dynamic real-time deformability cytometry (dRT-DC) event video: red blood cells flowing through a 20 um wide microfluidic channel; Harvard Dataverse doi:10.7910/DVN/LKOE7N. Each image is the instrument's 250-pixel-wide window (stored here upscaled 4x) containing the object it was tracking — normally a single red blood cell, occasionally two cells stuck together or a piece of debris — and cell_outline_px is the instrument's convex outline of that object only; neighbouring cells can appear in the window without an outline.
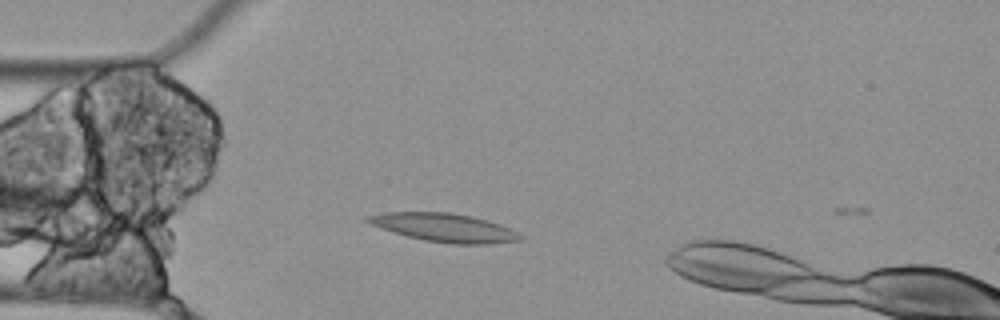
{"species": "Egyptian fruit bat (a non-hibernating species)", "species_latin": "Rousettus aegyptiacus", "temperature_condition": "cold", "stored_images_in_passage": 3, "camera_frame_rate_fps": 3000, "um_per_image_px": 0.085, "animal": {"sex": "female"}, "frame": {"image": 1, "passage_image": 3, "time_ms": 0.667, "image_size_px": [1000, 320], "cell_outline_px": [[524, 236], [520, 240], [492, 244], [452, 244], [424, 240], [408, 236], [372, 224], [364, 220], [364, 216], [384, 212], [452, 212], [472, 216], [488, 220], [508, 228]], "centroid_in_image_um": [37.78, 19.34], "position_along_channel_um": 47.2, "area_um2": 25.09}}